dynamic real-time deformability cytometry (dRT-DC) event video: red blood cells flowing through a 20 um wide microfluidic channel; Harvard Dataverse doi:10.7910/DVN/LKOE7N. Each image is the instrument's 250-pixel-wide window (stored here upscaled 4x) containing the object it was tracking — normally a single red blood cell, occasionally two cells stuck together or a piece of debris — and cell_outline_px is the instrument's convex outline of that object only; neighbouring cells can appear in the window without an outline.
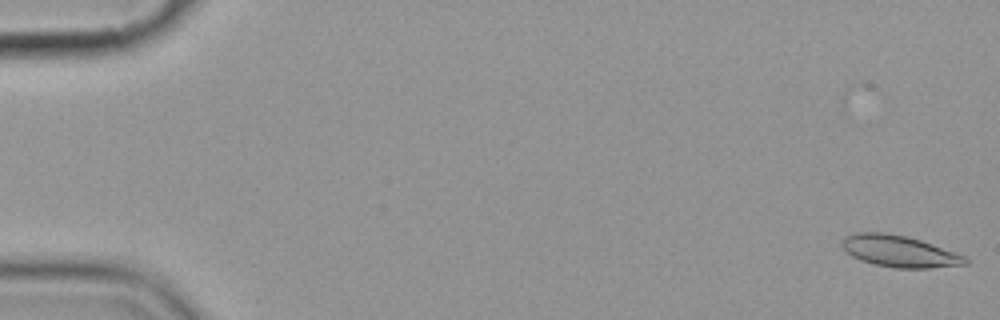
{"species": "common noctule bat (a hibernating species)", "species_latin": "Nyctalus noctula", "temperature_condition": "cold", "stored_images_in_passage": 5, "camera_frame_rate_fps": 3000, "um_per_image_px": 0.085, "animal": {"sex": "female", "body_mass_g": 19.9}, "frame": {"image": 1, "passage_image": 1, "time_ms": 0.0, "image_size_px": [1000, 320], "cell_outline_px": [[968, 264], [928, 268], [896, 268], [876, 264], [860, 260], [844, 252], [840, 244], [844, 236], [856, 232], [880, 232], [904, 236], [920, 240], [932, 244], [964, 256], [968, 260]], "centroid_in_image_um": [76.37, 21.35], "position_along_channel_um": 8.6, "area_um2": 22.54}}
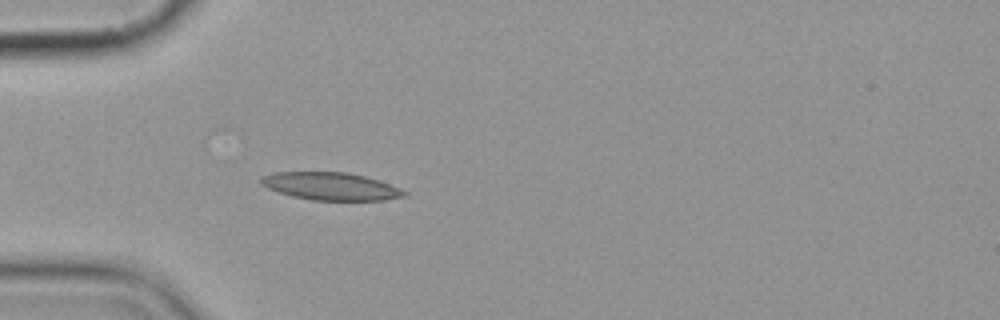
{"frame": {"image": 2, "passage_image": 5, "time_ms": 5.333, "image_size_px": [1000, 320], "cell_outline_px": [[408, 196], [384, 200], [312, 200], [292, 196], [276, 192], [260, 184], [260, 176], [276, 172], [348, 172], [364, 176], [400, 188], [408, 192]], "centroid_in_image_um": [28.09, 15.83], "position_along_channel_um": 56.9, "area_um2": 23.12}}